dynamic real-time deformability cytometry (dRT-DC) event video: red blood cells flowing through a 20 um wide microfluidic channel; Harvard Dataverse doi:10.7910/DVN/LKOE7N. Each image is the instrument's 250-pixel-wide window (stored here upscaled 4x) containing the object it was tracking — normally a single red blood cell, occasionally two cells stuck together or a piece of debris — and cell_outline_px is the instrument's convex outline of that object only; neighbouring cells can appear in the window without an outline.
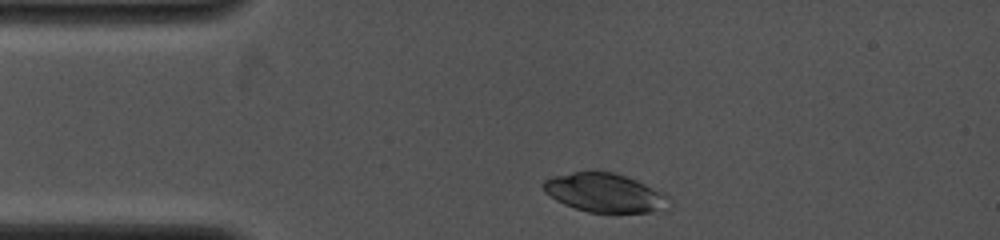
{"species": "common noctule bat (a hibernating species)", "species_latin": "Nyctalus noctula", "temperature_condition": "cold", "stored_images_in_passage": 5, "camera_frame_rate_fps": 4000, "um_per_image_px": 0.085, "animal": {"sex": "female", "body_mass_g": 19.0, "forearm_length_mm": 53.3}, "frame": {"image": 1, "passage_image": 1, "time_ms": 0.0, "image_size_px": [1000, 240], "cell_outline_px": [[668, 208], [664, 212], [588, 212], [564, 204], [556, 200], [544, 192], [540, 184], [544, 180], [552, 176], [572, 172], [612, 172], [636, 180], [664, 192], [668, 196]], "centroid_in_image_um": [51.4, 16.4], "position_along_channel_um": 33.6, "area_um2": 28.5}}